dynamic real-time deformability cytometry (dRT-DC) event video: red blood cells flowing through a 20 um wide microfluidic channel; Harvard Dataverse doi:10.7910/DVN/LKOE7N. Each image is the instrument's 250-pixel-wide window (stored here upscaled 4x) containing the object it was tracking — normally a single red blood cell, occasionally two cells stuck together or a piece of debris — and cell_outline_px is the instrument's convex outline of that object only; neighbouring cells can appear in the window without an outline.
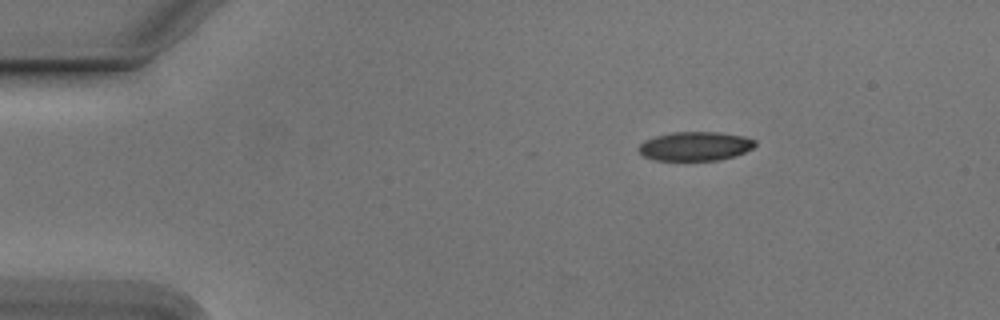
{"species": "Egyptian fruit bat (a non-hibernating species)", "species_latin": "Rousettus aegyptiacus", "temperature_condition": "cold", "stored_images_in_passage": 41, "camera_frame_rate_fps": 3000, "um_per_image_px": 0.085, "animal": {"sex": "male"}, "frame": {"image": 1, "passage_image": 1, "time_ms": 0.0, "image_size_px": [1000, 320], "cell_outline_px": [[756, 144], [752, 148], [736, 156], [720, 160], [656, 160], [644, 156], [636, 148], [644, 140], [656, 136], [672, 132], [716, 132], [744, 136], [756, 140]], "centroid_in_image_um": [59.09, 12.42], "position_along_channel_um": 25.9, "area_um2": 19.71}}
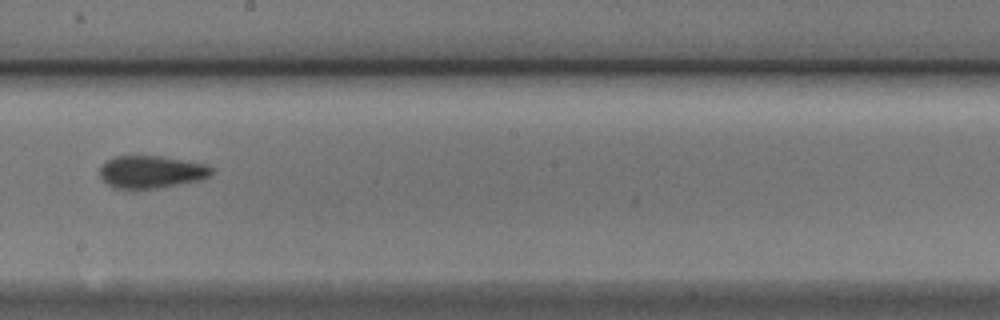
{"frame": {"image": 2, "passage_image": 23, "time_ms": 7.333, "image_size_px": [1000, 320], "cell_outline_px": [[212, 172], [204, 180], [160, 188], [132, 192], [128, 192], [112, 188], [100, 176], [100, 168], [108, 160], [116, 156], [160, 156], [208, 164], [212, 168]], "centroid_in_image_um": [12.86, 14.67], "position_along_channel_um": 235.3, "area_um2": 21.91}}
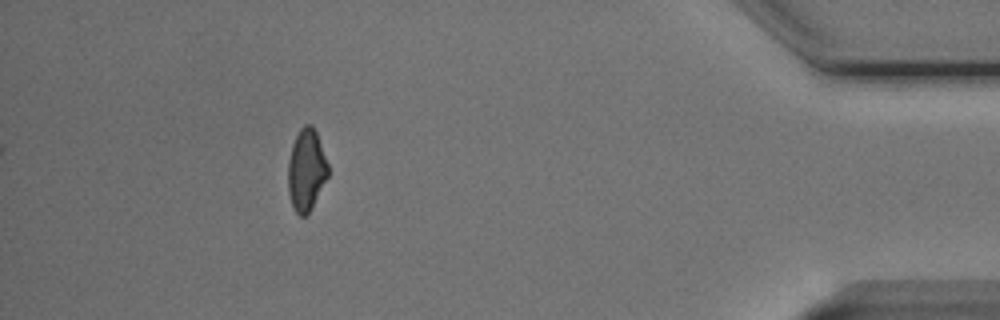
{"frame": {"image": 3, "passage_image": 41, "time_ms": 13.333, "image_size_px": [1000, 320], "cell_outline_px": [[328, 176], [312, 208], [304, 216], [300, 216], [296, 212], [292, 204], [288, 192], [288, 160], [292, 144], [300, 128], [304, 124], [312, 124], [316, 132], [328, 164]], "centroid_in_image_um": [26.03, 14.44], "position_along_channel_um": 409.2, "area_um2": 19.02}, "authors_computed_cell_mechanics": {"area_um2": 20.9814, "velocity_mm_per_s": 3.8131, "shape_relaxation_time_tau1_ms": 6.2006, "shape_relaxation_time_tau2_ms": 2.4883, "deformation_change_tau1": 0.1445, "deformation_change_tau2": 0.0802}}